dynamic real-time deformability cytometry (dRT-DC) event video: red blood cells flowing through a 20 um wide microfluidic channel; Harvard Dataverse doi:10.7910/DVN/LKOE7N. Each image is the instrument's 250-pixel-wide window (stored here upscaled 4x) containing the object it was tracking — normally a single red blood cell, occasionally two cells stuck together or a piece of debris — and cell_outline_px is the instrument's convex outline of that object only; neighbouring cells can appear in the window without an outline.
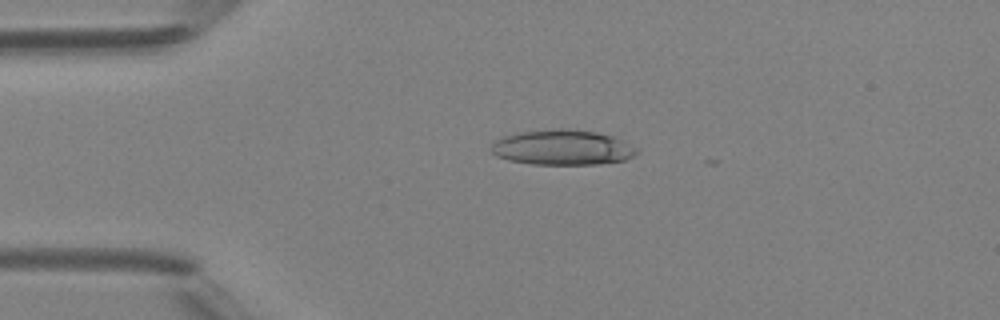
{"species": "Egyptian fruit bat (a non-hibernating species)", "species_latin": "Rousettus aegyptiacus", "temperature_condition": "room temperature", "stored_images_in_passage": 5, "camera_frame_rate_fps": 3000, "um_per_image_px": 0.085, "animal": {"sex": "female"}, "frame": {"image": 1, "passage_image": 3, "time_ms": 2.333, "image_size_px": [1000, 320], "cell_outline_px": [[640, 152], [624, 160], [596, 164], [532, 164], [508, 160], [496, 156], [488, 148], [496, 140], [504, 136], [516, 132], [552, 128], [568, 128], [596, 132], [612, 136], [636, 148]], "centroid_in_image_um": [47.75, 12.52], "position_along_channel_um": 37.3, "area_um2": 29.94}}
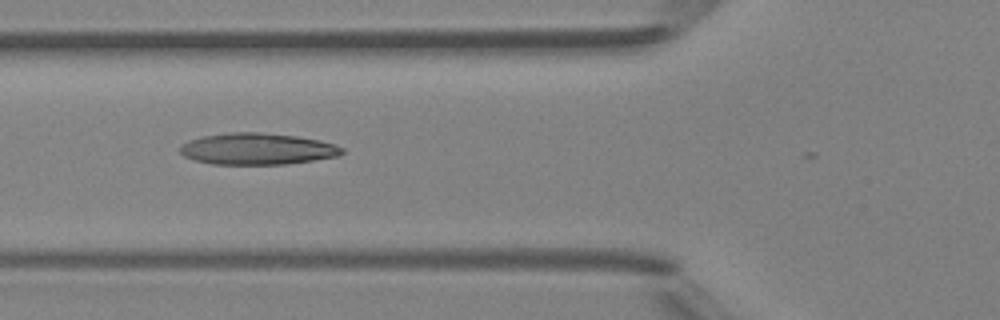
{"frame": {"image": 2, "passage_image": 5, "time_ms": 4.667, "image_size_px": [1000, 320], "cell_outline_px": [[344, 152], [336, 156], [312, 160], [284, 164], [212, 164], [196, 160], [184, 156], [180, 152], [180, 148], [188, 140], [204, 136], [228, 132], [260, 132], [296, 136], [320, 140], [344, 148]], "centroid_in_image_um": [21.86, 12.65], "position_along_channel_um": 103.9, "area_um2": 29.48}}